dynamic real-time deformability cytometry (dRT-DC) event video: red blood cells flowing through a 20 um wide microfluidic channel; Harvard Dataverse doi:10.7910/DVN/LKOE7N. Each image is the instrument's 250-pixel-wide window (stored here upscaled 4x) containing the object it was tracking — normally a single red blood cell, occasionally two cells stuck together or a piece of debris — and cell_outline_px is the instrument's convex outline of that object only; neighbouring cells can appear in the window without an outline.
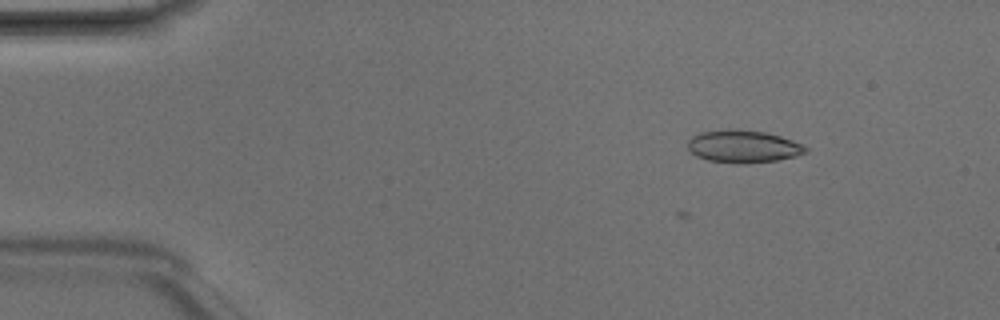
{"species": "Egyptian fruit bat (a non-hibernating species)", "species_latin": "Rousettus aegyptiacus", "temperature_condition": "room temperature", "stored_images_in_passage": 6, "camera_frame_rate_fps": 3000, "um_per_image_px": 0.085, "animal": {"sex": "male"}, "frame": {"image": 1, "passage_image": 3, "time_ms": 0.667, "image_size_px": [1000, 320], "cell_outline_px": [[808, 152], [796, 156], [776, 160], [744, 164], [740, 164], [708, 160], [696, 156], [688, 148], [688, 140], [692, 136], [700, 132], [764, 132], [780, 136], [804, 144], [808, 148]], "centroid_in_image_um": [63.23, 12.5], "position_along_channel_um": 21.8, "area_um2": 21.56}}